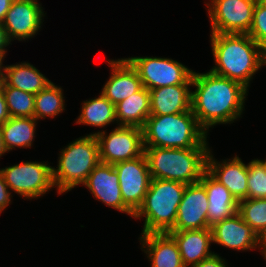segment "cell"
<instances>
[{
	"label": "cell",
	"instance_id": "1",
	"mask_svg": "<svg viewBox=\"0 0 266 267\" xmlns=\"http://www.w3.org/2000/svg\"><path fill=\"white\" fill-rule=\"evenodd\" d=\"M205 72L193 71L191 110L200 127L209 135L216 126H231L243 117L249 90L210 70Z\"/></svg>",
	"mask_w": 266,
	"mask_h": 267
},
{
	"label": "cell",
	"instance_id": "2",
	"mask_svg": "<svg viewBox=\"0 0 266 267\" xmlns=\"http://www.w3.org/2000/svg\"><path fill=\"white\" fill-rule=\"evenodd\" d=\"M213 58L210 71L251 88L255 75L266 67V53L248 35L238 33H210Z\"/></svg>",
	"mask_w": 266,
	"mask_h": 267
},
{
	"label": "cell",
	"instance_id": "3",
	"mask_svg": "<svg viewBox=\"0 0 266 267\" xmlns=\"http://www.w3.org/2000/svg\"><path fill=\"white\" fill-rule=\"evenodd\" d=\"M144 147L211 148L208 134L190 109L169 115H150L142 128Z\"/></svg>",
	"mask_w": 266,
	"mask_h": 267
},
{
	"label": "cell",
	"instance_id": "4",
	"mask_svg": "<svg viewBox=\"0 0 266 267\" xmlns=\"http://www.w3.org/2000/svg\"><path fill=\"white\" fill-rule=\"evenodd\" d=\"M99 163V146L95 135L85 134L62 146L57 165L52 166L57 195H65L81 186Z\"/></svg>",
	"mask_w": 266,
	"mask_h": 267
},
{
	"label": "cell",
	"instance_id": "5",
	"mask_svg": "<svg viewBox=\"0 0 266 267\" xmlns=\"http://www.w3.org/2000/svg\"><path fill=\"white\" fill-rule=\"evenodd\" d=\"M186 184L151 178L141 207L133 219L144 221L140 234L169 232L175 225Z\"/></svg>",
	"mask_w": 266,
	"mask_h": 267
},
{
	"label": "cell",
	"instance_id": "6",
	"mask_svg": "<svg viewBox=\"0 0 266 267\" xmlns=\"http://www.w3.org/2000/svg\"><path fill=\"white\" fill-rule=\"evenodd\" d=\"M210 148L144 147L151 178L193 184L206 171Z\"/></svg>",
	"mask_w": 266,
	"mask_h": 267
},
{
	"label": "cell",
	"instance_id": "7",
	"mask_svg": "<svg viewBox=\"0 0 266 267\" xmlns=\"http://www.w3.org/2000/svg\"><path fill=\"white\" fill-rule=\"evenodd\" d=\"M48 160L20 161L0 168L4 181L11 193L23 200H38L52 190L56 191L52 165ZM14 192V193H13Z\"/></svg>",
	"mask_w": 266,
	"mask_h": 267
},
{
	"label": "cell",
	"instance_id": "8",
	"mask_svg": "<svg viewBox=\"0 0 266 267\" xmlns=\"http://www.w3.org/2000/svg\"><path fill=\"white\" fill-rule=\"evenodd\" d=\"M125 58L136 69L143 87L148 90L178 84H192L194 70L175 59L153 55Z\"/></svg>",
	"mask_w": 266,
	"mask_h": 267
},
{
	"label": "cell",
	"instance_id": "9",
	"mask_svg": "<svg viewBox=\"0 0 266 267\" xmlns=\"http://www.w3.org/2000/svg\"><path fill=\"white\" fill-rule=\"evenodd\" d=\"M257 0H205L210 33L247 34Z\"/></svg>",
	"mask_w": 266,
	"mask_h": 267
},
{
	"label": "cell",
	"instance_id": "10",
	"mask_svg": "<svg viewBox=\"0 0 266 267\" xmlns=\"http://www.w3.org/2000/svg\"><path fill=\"white\" fill-rule=\"evenodd\" d=\"M100 162L115 164L144 153L143 131L138 127L114 126L96 135Z\"/></svg>",
	"mask_w": 266,
	"mask_h": 267
},
{
	"label": "cell",
	"instance_id": "11",
	"mask_svg": "<svg viewBox=\"0 0 266 267\" xmlns=\"http://www.w3.org/2000/svg\"><path fill=\"white\" fill-rule=\"evenodd\" d=\"M44 9L39 0H14L2 22L10 41L28 42L36 37L45 24Z\"/></svg>",
	"mask_w": 266,
	"mask_h": 267
},
{
	"label": "cell",
	"instance_id": "12",
	"mask_svg": "<svg viewBox=\"0 0 266 267\" xmlns=\"http://www.w3.org/2000/svg\"><path fill=\"white\" fill-rule=\"evenodd\" d=\"M119 176L124 204L135 214L148 191L151 176L145 154L113 164Z\"/></svg>",
	"mask_w": 266,
	"mask_h": 267
},
{
	"label": "cell",
	"instance_id": "13",
	"mask_svg": "<svg viewBox=\"0 0 266 267\" xmlns=\"http://www.w3.org/2000/svg\"><path fill=\"white\" fill-rule=\"evenodd\" d=\"M81 186L82 188L85 187L98 202L119 213H125L133 219L134 213L124 204L122 199L119 176L112 164L100 162Z\"/></svg>",
	"mask_w": 266,
	"mask_h": 267
},
{
	"label": "cell",
	"instance_id": "14",
	"mask_svg": "<svg viewBox=\"0 0 266 267\" xmlns=\"http://www.w3.org/2000/svg\"><path fill=\"white\" fill-rule=\"evenodd\" d=\"M212 146L207 155L206 171L219 183L223 184L237 202L248 195V162L237 155L231 158L216 159Z\"/></svg>",
	"mask_w": 266,
	"mask_h": 267
},
{
	"label": "cell",
	"instance_id": "15",
	"mask_svg": "<svg viewBox=\"0 0 266 267\" xmlns=\"http://www.w3.org/2000/svg\"><path fill=\"white\" fill-rule=\"evenodd\" d=\"M208 206L206 189L200 181L186 185L178 207L175 225L170 231L210 228Z\"/></svg>",
	"mask_w": 266,
	"mask_h": 267
},
{
	"label": "cell",
	"instance_id": "16",
	"mask_svg": "<svg viewBox=\"0 0 266 267\" xmlns=\"http://www.w3.org/2000/svg\"><path fill=\"white\" fill-rule=\"evenodd\" d=\"M210 228L214 245L236 252H259L258 235L238 212Z\"/></svg>",
	"mask_w": 266,
	"mask_h": 267
},
{
	"label": "cell",
	"instance_id": "17",
	"mask_svg": "<svg viewBox=\"0 0 266 267\" xmlns=\"http://www.w3.org/2000/svg\"><path fill=\"white\" fill-rule=\"evenodd\" d=\"M110 75L103 84L101 93L114 105L143 88L136 69L125 58L106 59Z\"/></svg>",
	"mask_w": 266,
	"mask_h": 267
},
{
	"label": "cell",
	"instance_id": "18",
	"mask_svg": "<svg viewBox=\"0 0 266 267\" xmlns=\"http://www.w3.org/2000/svg\"><path fill=\"white\" fill-rule=\"evenodd\" d=\"M150 267H185L177 243L168 233H147L138 237Z\"/></svg>",
	"mask_w": 266,
	"mask_h": 267
},
{
	"label": "cell",
	"instance_id": "19",
	"mask_svg": "<svg viewBox=\"0 0 266 267\" xmlns=\"http://www.w3.org/2000/svg\"><path fill=\"white\" fill-rule=\"evenodd\" d=\"M4 63L1 62L0 86H11L35 95L53 82L28 61Z\"/></svg>",
	"mask_w": 266,
	"mask_h": 267
},
{
	"label": "cell",
	"instance_id": "20",
	"mask_svg": "<svg viewBox=\"0 0 266 267\" xmlns=\"http://www.w3.org/2000/svg\"><path fill=\"white\" fill-rule=\"evenodd\" d=\"M168 233L177 243L185 267H192L216 252L211 249L213 245L211 228Z\"/></svg>",
	"mask_w": 266,
	"mask_h": 267
},
{
	"label": "cell",
	"instance_id": "21",
	"mask_svg": "<svg viewBox=\"0 0 266 267\" xmlns=\"http://www.w3.org/2000/svg\"><path fill=\"white\" fill-rule=\"evenodd\" d=\"M150 115H169L191 109L192 84H178L149 90Z\"/></svg>",
	"mask_w": 266,
	"mask_h": 267
},
{
	"label": "cell",
	"instance_id": "22",
	"mask_svg": "<svg viewBox=\"0 0 266 267\" xmlns=\"http://www.w3.org/2000/svg\"><path fill=\"white\" fill-rule=\"evenodd\" d=\"M208 197V223L213 226L216 223L233 216L238 211V202L230 191L207 171L201 177Z\"/></svg>",
	"mask_w": 266,
	"mask_h": 267
},
{
	"label": "cell",
	"instance_id": "23",
	"mask_svg": "<svg viewBox=\"0 0 266 267\" xmlns=\"http://www.w3.org/2000/svg\"><path fill=\"white\" fill-rule=\"evenodd\" d=\"M79 108L80 113L75 118L77 125H85L89 127L99 128L97 131L89 133V135H97L103 132L107 126L116 125V110L115 105L111 103L101 92L96 97H92L81 102Z\"/></svg>",
	"mask_w": 266,
	"mask_h": 267
},
{
	"label": "cell",
	"instance_id": "24",
	"mask_svg": "<svg viewBox=\"0 0 266 267\" xmlns=\"http://www.w3.org/2000/svg\"><path fill=\"white\" fill-rule=\"evenodd\" d=\"M117 126L143 128L150 116V92L143 87L115 105Z\"/></svg>",
	"mask_w": 266,
	"mask_h": 267
},
{
	"label": "cell",
	"instance_id": "25",
	"mask_svg": "<svg viewBox=\"0 0 266 267\" xmlns=\"http://www.w3.org/2000/svg\"><path fill=\"white\" fill-rule=\"evenodd\" d=\"M39 122L34 117H10L1 125L3 142L9 152L32 148Z\"/></svg>",
	"mask_w": 266,
	"mask_h": 267
},
{
	"label": "cell",
	"instance_id": "26",
	"mask_svg": "<svg viewBox=\"0 0 266 267\" xmlns=\"http://www.w3.org/2000/svg\"><path fill=\"white\" fill-rule=\"evenodd\" d=\"M65 102L63 87L51 82L45 89L35 94L34 118L38 122L47 118H57L66 111Z\"/></svg>",
	"mask_w": 266,
	"mask_h": 267
},
{
	"label": "cell",
	"instance_id": "27",
	"mask_svg": "<svg viewBox=\"0 0 266 267\" xmlns=\"http://www.w3.org/2000/svg\"><path fill=\"white\" fill-rule=\"evenodd\" d=\"M10 117H34L35 95L11 86H0Z\"/></svg>",
	"mask_w": 266,
	"mask_h": 267
},
{
	"label": "cell",
	"instance_id": "28",
	"mask_svg": "<svg viewBox=\"0 0 266 267\" xmlns=\"http://www.w3.org/2000/svg\"><path fill=\"white\" fill-rule=\"evenodd\" d=\"M237 212L257 235L266 228V198L241 200Z\"/></svg>",
	"mask_w": 266,
	"mask_h": 267
},
{
	"label": "cell",
	"instance_id": "29",
	"mask_svg": "<svg viewBox=\"0 0 266 267\" xmlns=\"http://www.w3.org/2000/svg\"><path fill=\"white\" fill-rule=\"evenodd\" d=\"M247 184L248 195L246 199L266 198V169L258 158L248 162Z\"/></svg>",
	"mask_w": 266,
	"mask_h": 267
},
{
	"label": "cell",
	"instance_id": "30",
	"mask_svg": "<svg viewBox=\"0 0 266 267\" xmlns=\"http://www.w3.org/2000/svg\"><path fill=\"white\" fill-rule=\"evenodd\" d=\"M247 34L266 53V0H257L252 25Z\"/></svg>",
	"mask_w": 266,
	"mask_h": 267
},
{
	"label": "cell",
	"instance_id": "31",
	"mask_svg": "<svg viewBox=\"0 0 266 267\" xmlns=\"http://www.w3.org/2000/svg\"><path fill=\"white\" fill-rule=\"evenodd\" d=\"M14 195L9 190V187L4 181L2 172L0 170V215L7 210L8 206L13 204Z\"/></svg>",
	"mask_w": 266,
	"mask_h": 267
},
{
	"label": "cell",
	"instance_id": "32",
	"mask_svg": "<svg viewBox=\"0 0 266 267\" xmlns=\"http://www.w3.org/2000/svg\"><path fill=\"white\" fill-rule=\"evenodd\" d=\"M228 262L226 258L216 252L211 257L200 261L192 267H231Z\"/></svg>",
	"mask_w": 266,
	"mask_h": 267
},
{
	"label": "cell",
	"instance_id": "33",
	"mask_svg": "<svg viewBox=\"0 0 266 267\" xmlns=\"http://www.w3.org/2000/svg\"><path fill=\"white\" fill-rule=\"evenodd\" d=\"M10 45H12V42L10 41L7 35L4 25L0 22V61L1 62L6 60L5 58L8 56L7 53H9L8 50L11 47Z\"/></svg>",
	"mask_w": 266,
	"mask_h": 267
},
{
	"label": "cell",
	"instance_id": "34",
	"mask_svg": "<svg viewBox=\"0 0 266 267\" xmlns=\"http://www.w3.org/2000/svg\"><path fill=\"white\" fill-rule=\"evenodd\" d=\"M10 118L5 96L0 89V126Z\"/></svg>",
	"mask_w": 266,
	"mask_h": 267
},
{
	"label": "cell",
	"instance_id": "35",
	"mask_svg": "<svg viewBox=\"0 0 266 267\" xmlns=\"http://www.w3.org/2000/svg\"><path fill=\"white\" fill-rule=\"evenodd\" d=\"M14 0H0V22L2 23L7 11Z\"/></svg>",
	"mask_w": 266,
	"mask_h": 267
},
{
	"label": "cell",
	"instance_id": "36",
	"mask_svg": "<svg viewBox=\"0 0 266 267\" xmlns=\"http://www.w3.org/2000/svg\"><path fill=\"white\" fill-rule=\"evenodd\" d=\"M259 253L262 256L266 252V228L258 235Z\"/></svg>",
	"mask_w": 266,
	"mask_h": 267
},
{
	"label": "cell",
	"instance_id": "37",
	"mask_svg": "<svg viewBox=\"0 0 266 267\" xmlns=\"http://www.w3.org/2000/svg\"><path fill=\"white\" fill-rule=\"evenodd\" d=\"M8 153V151L5 148L4 142H3V134H2V129L0 126V159L1 157L5 156Z\"/></svg>",
	"mask_w": 266,
	"mask_h": 267
},
{
	"label": "cell",
	"instance_id": "38",
	"mask_svg": "<svg viewBox=\"0 0 266 267\" xmlns=\"http://www.w3.org/2000/svg\"><path fill=\"white\" fill-rule=\"evenodd\" d=\"M266 158V157H265ZM259 160L265 165V169H266V159H260Z\"/></svg>",
	"mask_w": 266,
	"mask_h": 267
},
{
	"label": "cell",
	"instance_id": "39",
	"mask_svg": "<svg viewBox=\"0 0 266 267\" xmlns=\"http://www.w3.org/2000/svg\"><path fill=\"white\" fill-rule=\"evenodd\" d=\"M263 259H264V262L266 261V252L262 255ZM266 264V262H265Z\"/></svg>",
	"mask_w": 266,
	"mask_h": 267
}]
</instances>
